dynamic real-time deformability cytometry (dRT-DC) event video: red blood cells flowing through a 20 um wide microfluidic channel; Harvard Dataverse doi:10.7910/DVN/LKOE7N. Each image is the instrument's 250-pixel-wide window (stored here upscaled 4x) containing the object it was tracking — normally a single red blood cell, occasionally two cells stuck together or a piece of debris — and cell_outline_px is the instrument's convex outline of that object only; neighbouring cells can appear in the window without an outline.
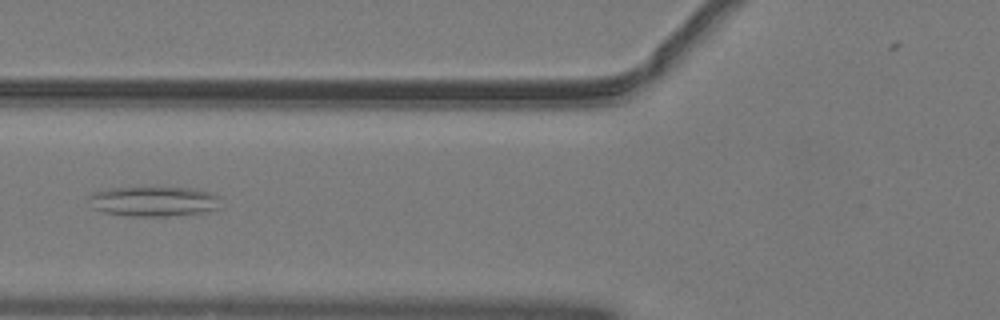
{"species": "common noctule bat (a hibernating species)", "species_latin": "Nyctalus noctula", "temperature_condition": "warm", "stored_images_in_passage": 49, "camera_frame_rate_fps": 3000, "um_per_image_px": 0.085, "animal": {"sex": "male", "body_mass_g": 19.2, "forearm_length_mm": 51.8}, "frame": {"image": 1, "passage_image": 18, "time_ms": 5.667, "image_size_px": [1000, 320], "cell_outline_px": [[220, 208], [204, 212], [168, 216], [128, 216], [104, 212], [92, 208], [88, 196], [92, 192], [108, 188], [188, 188], [208, 192], [220, 196]], "centroid_in_image_um": [13.05, 17.12], "position_along_channel_um": 112.8, "area_um2": 23.0}}
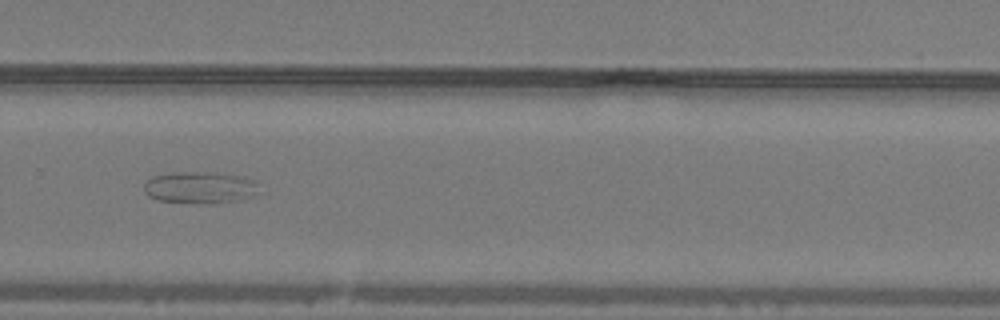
{"frame": {"image": 2, "passage_image": 33, "time_ms": 10.667, "image_size_px": [1000, 320], "cell_outline_px": [[256, 184], [252, 192], [248, 196], [236, 200], [192, 204], [156, 200], [148, 196], [144, 192], [144, 184], [152, 176], [176, 172], [216, 172], [244, 176], [256, 180]], "centroid_in_image_um": [16.89, 15.92], "position_along_channel_um": 312.9, "area_um2": 21.1}}
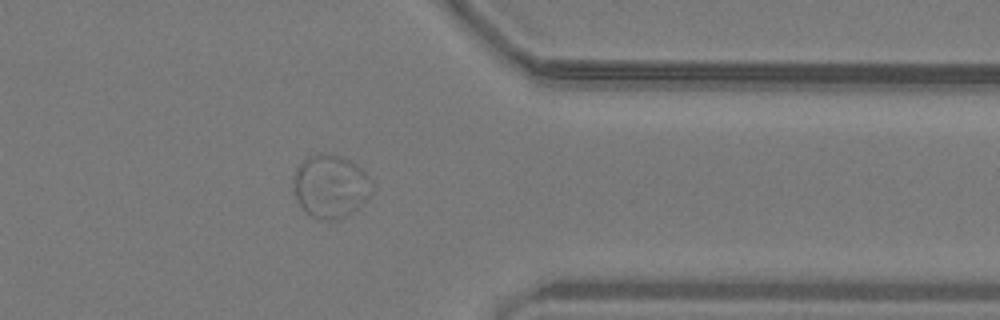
{"frame": {"image": 3, "passage_image": 39, "time_ms": 12.667, "image_size_px": [1000, 320], "cell_outline_px": [[372, 192], [364, 204], [360, 208], [340, 220], [320, 220], [312, 216], [300, 204], [292, 188], [292, 176], [296, 164], [308, 156], [316, 152], [332, 152], [356, 164], [372, 180]], "centroid_in_image_um": [28.08, 15.81], "position_along_channel_um": 383.3, "area_um2": 29.71}}